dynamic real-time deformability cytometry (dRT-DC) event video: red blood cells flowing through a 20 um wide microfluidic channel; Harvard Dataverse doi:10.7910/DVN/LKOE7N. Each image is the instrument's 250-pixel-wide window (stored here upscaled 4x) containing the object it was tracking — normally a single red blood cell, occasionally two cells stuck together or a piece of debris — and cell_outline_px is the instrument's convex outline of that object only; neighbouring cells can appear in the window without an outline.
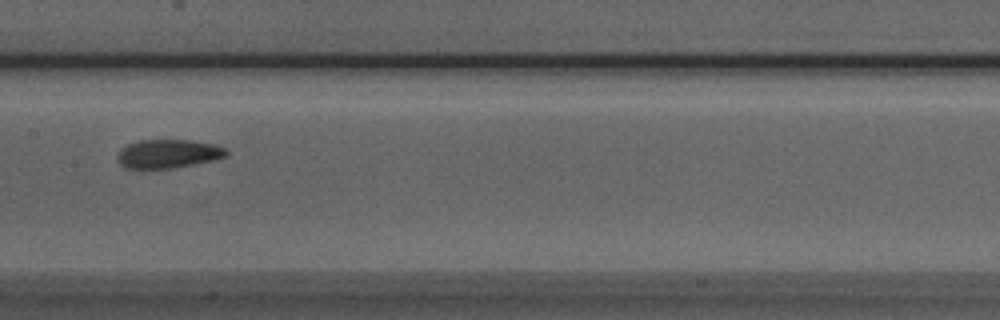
{"species": "Egyptian fruit bat (a non-hibernating species)", "species_latin": "Rousettus aegyptiacus", "temperature_condition": "room temperature", "stored_images_in_passage": 4, "camera_frame_rate_fps": 3000, "um_per_image_px": 0.085, "animal": {"sex": "male"}, "frame": {"image": 1, "passage_image": 4, "time_ms": 1.0, "image_size_px": [1000, 320], "cell_outline_px": [[228, 152], [224, 156], [212, 160], [172, 168], [124, 168], [116, 160], [120, 152], [128, 144], [140, 140], [192, 140], [216, 144], [224, 148]], "centroid_in_image_um": [14.28, 13.06], "position_along_channel_um": 193.1, "area_um2": 17.92}}